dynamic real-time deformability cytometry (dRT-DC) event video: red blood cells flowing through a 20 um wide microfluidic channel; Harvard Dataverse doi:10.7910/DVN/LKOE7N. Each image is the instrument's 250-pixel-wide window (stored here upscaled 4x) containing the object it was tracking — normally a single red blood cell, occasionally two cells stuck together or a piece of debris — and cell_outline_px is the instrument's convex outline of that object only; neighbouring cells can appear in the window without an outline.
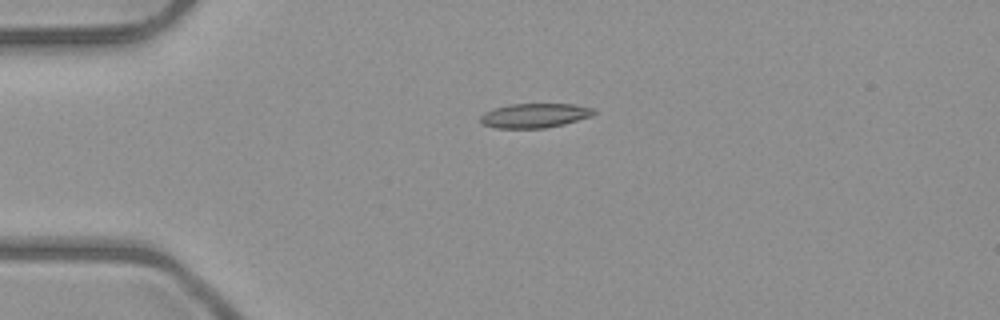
{"species": "common noctule bat (a hibernating species)", "species_latin": "Nyctalus noctula", "temperature_condition": "room temperature", "stored_images_in_passage": 7, "camera_frame_rate_fps": 3000, "um_per_image_px": 0.085, "animal": {"sex": "male", "body_mass_g": 23.1, "forearm_length_mm": 52.7}, "frame": {"image": 1, "passage_image": 7, "time_ms": 7.0, "image_size_px": [1000, 320], "cell_outline_px": [[596, 112], [592, 116], [564, 124], [544, 128], [496, 128], [484, 124], [480, 120], [480, 116], [484, 112], [508, 104], [572, 104], [596, 108]], "centroid_in_image_um": [45.48, 9.81], "position_along_channel_um": 39.5, "area_um2": 16.13}}